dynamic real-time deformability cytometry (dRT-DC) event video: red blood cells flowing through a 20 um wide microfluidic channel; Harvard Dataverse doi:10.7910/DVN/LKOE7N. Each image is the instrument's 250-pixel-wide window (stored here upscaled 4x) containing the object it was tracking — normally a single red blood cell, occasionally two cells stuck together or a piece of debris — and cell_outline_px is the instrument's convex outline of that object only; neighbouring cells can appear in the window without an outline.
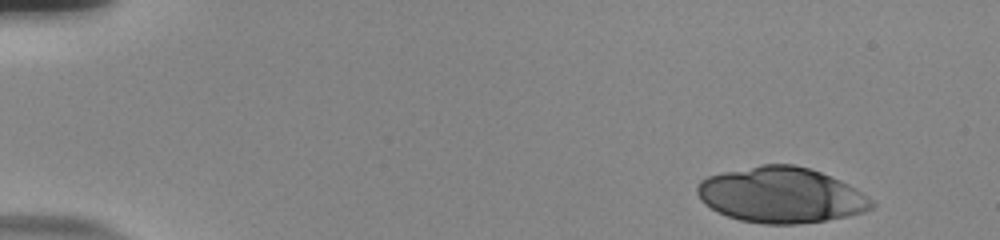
{"species": "human", "species_latin": "Homo sapiens", "temperature_condition": "room temperature", "stored_images_in_passage": 26, "camera_frame_rate_fps": 3000, "um_per_image_px": 0.085, "donor": {"sex": "male"}, "frame": {"image": 1, "passage_image": 1, "time_ms": 0.0, "image_size_px": [1000, 240], "cell_outline_px": [[876, 204], [872, 208], [864, 212], [824, 220], [796, 224], [764, 224], [740, 220], [728, 216], [704, 204], [700, 200], [696, 192], [696, 184], [700, 180], [708, 176], [724, 172], [760, 164], [792, 164], [808, 168], [820, 172], [840, 180], [848, 184], [872, 200]], "centroid_in_image_um": [66.36, 16.57], "position_along_channel_um": 18.6, "area_um2": 56.24}}
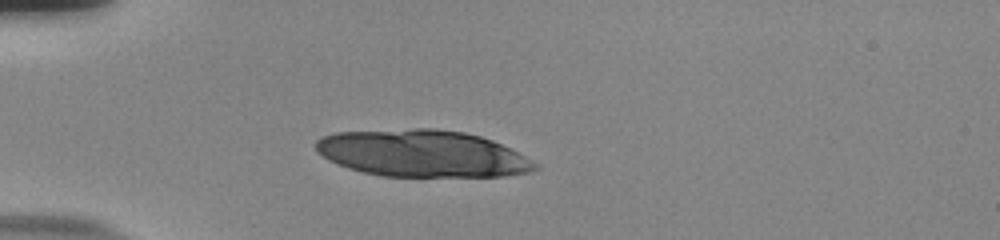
{"frame": {"image": 2, "passage_image": 12, "time_ms": 3.667, "image_size_px": [1000, 240], "cell_outline_px": [[540, 168], [528, 172], [504, 176], [380, 176], [348, 168], [336, 164], [328, 160], [316, 152], [316, 140], [320, 136], [336, 132], [416, 128], [436, 128], [464, 132], [480, 136], [492, 140], [540, 164]], "centroid_in_image_um": [35.86, 13.04], "position_along_channel_um": 49.1, "area_um2": 60.05}}